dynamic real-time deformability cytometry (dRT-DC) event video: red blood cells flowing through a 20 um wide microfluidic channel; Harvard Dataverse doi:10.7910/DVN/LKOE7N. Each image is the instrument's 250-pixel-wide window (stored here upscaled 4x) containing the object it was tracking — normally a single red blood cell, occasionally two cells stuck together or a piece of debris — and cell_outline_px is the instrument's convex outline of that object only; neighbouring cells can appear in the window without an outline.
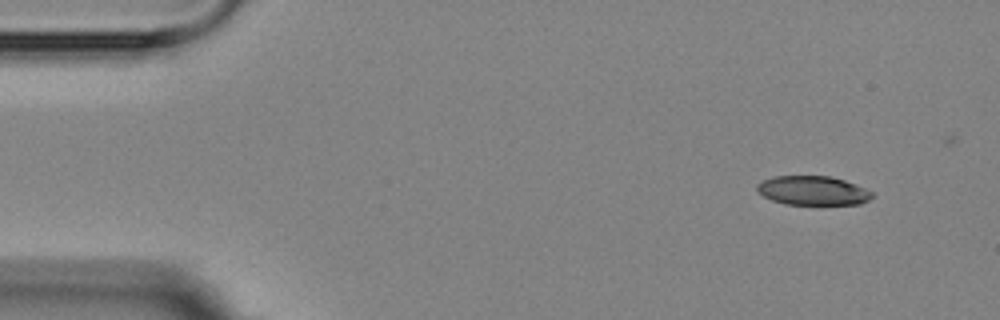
{"species": "Egyptian fruit bat (a non-hibernating species)", "species_latin": "Rousettus aegyptiacus", "temperature_condition": "room temperature", "stored_images_in_passage": 2, "camera_frame_rate_fps": 3000, "um_per_image_px": 0.085, "animal": {"sex": "female"}, "frame": {"image": 1, "passage_image": 2, "time_ms": 2.333, "image_size_px": [1000, 320], "cell_outline_px": [[872, 196], [868, 200], [860, 204], [820, 208], [784, 204], [772, 200], [756, 192], [756, 184], [772, 176], [828, 176], [844, 180], [856, 184], [872, 192]], "centroid_in_image_um": [69.09, 16.26], "position_along_channel_um": 15.9, "area_um2": 20.58}}